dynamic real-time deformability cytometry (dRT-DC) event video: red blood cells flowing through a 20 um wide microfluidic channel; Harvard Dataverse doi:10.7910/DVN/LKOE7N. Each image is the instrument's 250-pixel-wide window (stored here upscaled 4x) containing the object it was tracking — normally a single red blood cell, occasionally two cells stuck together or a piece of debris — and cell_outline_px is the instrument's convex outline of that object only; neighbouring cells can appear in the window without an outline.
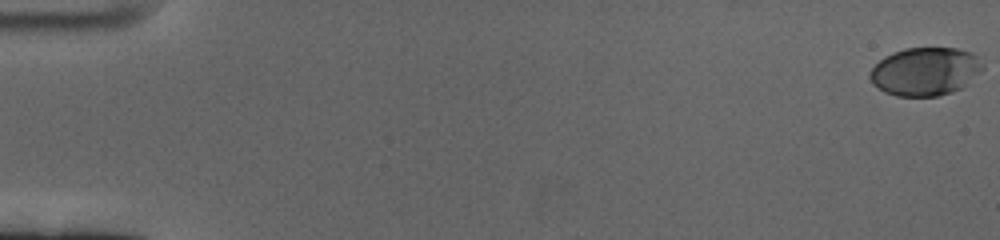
{"species": "human", "species_latin": "Homo sapiens", "temperature_condition": "cold", "stored_images_in_passage": 62, "camera_frame_rate_fps": 3000, "um_per_image_px": 0.085, "donor": {"sex": "female"}, "frame": {"image": 1, "passage_image": 1, "time_ms": 0.0, "image_size_px": [1000, 240], "cell_outline_px": [[984, 68], [964, 88], [952, 92], [936, 96], [896, 96], [884, 92], [872, 84], [868, 76], [868, 72], [884, 56], [892, 52], [904, 48], [956, 48], [972, 52], [984, 64]], "centroid_in_image_um": [78.64, 6.08], "position_along_channel_um": 6.4, "area_um2": 32.08}}
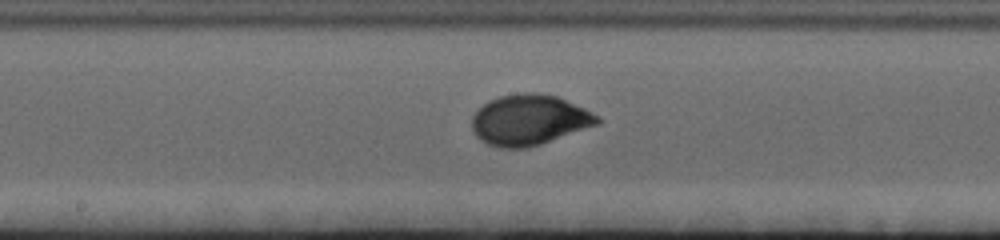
{"frame": {"image": 2, "passage_image": 34, "time_ms": 11.0, "image_size_px": [1000, 240], "cell_outline_px": [[604, 120], [600, 124], [528, 148], [500, 148], [488, 144], [480, 140], [472, 132], [472, 116], [488, 100], [500, 96], [524, 92], [536, 92], [556, 96], [584, 108], [600, 116]], "centroid_in_image_um": [45.0, 10.2], "position_along_channel_um": 203.2, "area_um2": 37.11}}
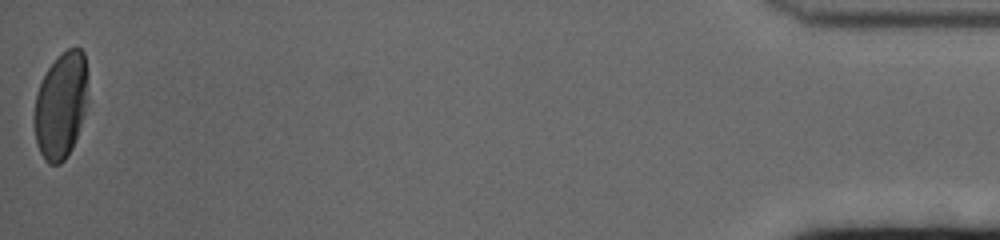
{"frame": {"image": 3, "passage_image": 62, "time_ms": 20.333, "image_size_px": [1000, 240], "cell_outline_px": [[88, 100], [72, 148], [64, 160], [60, 164], [48, 164], [44, 160], [36, 144], [32, 120], [36, 92], [48, 68], [68, 48], [80, 48], [84, 52]], "centroid_in_image_um": [5.14, 9.0], "position_along_channel_um": 430.1, "area_um2": 33.23}, "authors_computed_cell_mechanics": {"area_um2": 33.8708, "velocity_mm_per_s": 3.363, "shape_relaxation_time_tau1_ms": 3.575, "shape_relaxation_time_tau2_ms": null, "deformation_change_tau1": 0.1622, "deformation_change_tau2": null}}